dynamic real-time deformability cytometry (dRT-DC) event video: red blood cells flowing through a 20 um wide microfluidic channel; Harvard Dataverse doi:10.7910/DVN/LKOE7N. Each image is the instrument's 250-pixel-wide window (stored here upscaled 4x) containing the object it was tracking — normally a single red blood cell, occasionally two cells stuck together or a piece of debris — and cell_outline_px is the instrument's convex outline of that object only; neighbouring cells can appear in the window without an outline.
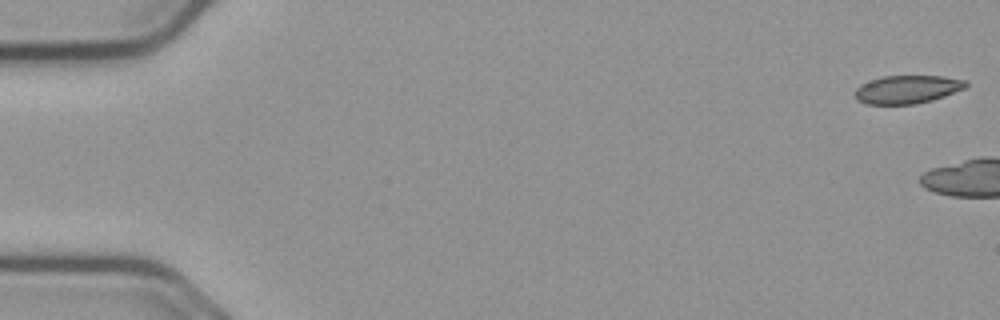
{"species": "common noctule bat (a hibernating species)", "species_latin": "Nyctalus noctula", "temperature_condition": "cold", "stored_images_in_passage": 5, "camera_frame_rate_fps": 3000, "um_per_image_px": 0.085, "animal": {"sex": "male", "body_mass_g": 23.1, "forearm_length_mm": 52.7}, "frame": {"image": 1, "passage_image": 1, "time_ms": 0.0, "image_size_px": [1000, 320], "cell_outline_px": [[968, 84], [964, 88], [944, 96], [932, 100], [916, 104], [868, 104], [856, 100], [856, 88], [860, 84], [884, 76], [944, 76], [968, 80]], "centroid_in_image_um": [77.14, 7.59], "position_along_channel_um": 7.9, "area_um2": 18.15}}